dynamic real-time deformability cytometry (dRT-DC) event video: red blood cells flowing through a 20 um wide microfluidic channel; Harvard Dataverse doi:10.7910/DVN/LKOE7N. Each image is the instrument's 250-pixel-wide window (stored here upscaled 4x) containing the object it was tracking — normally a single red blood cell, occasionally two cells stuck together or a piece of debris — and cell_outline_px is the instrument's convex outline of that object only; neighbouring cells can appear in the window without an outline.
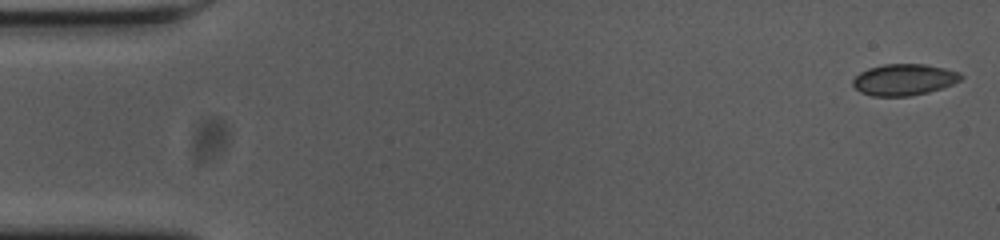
{"species": "common noctule bat (a hibernating species)", "species_latin": "Nyctalus noctula", "temperature_condition": "cold", "stored_images_in_passage": 55, "camera_frame_rate_fps": 3000, "um_per_image_px": 0.085, "animal": {"sex": "female", "body_mass_g": 23.0, "forearm_length_mm": 53.4}, "frame": {"image": 1, "passage_image": 1, "time_ms": 0.0, "image_size_px": [1000, 240], "cell_outline_px": [[964, 76], [960, 80], [952, 84], [928, 92], [908, 96], [872, 96], [860, 92], [852, 84], [852, 80], [860, 72], [868, 68], [884, 64], [924, 64], [944, 68], [960, 72]], "centroid_in_image_um": [76.83, 6.76], "position_along_channel_um": 8.2, "area_um2": 19.71}}
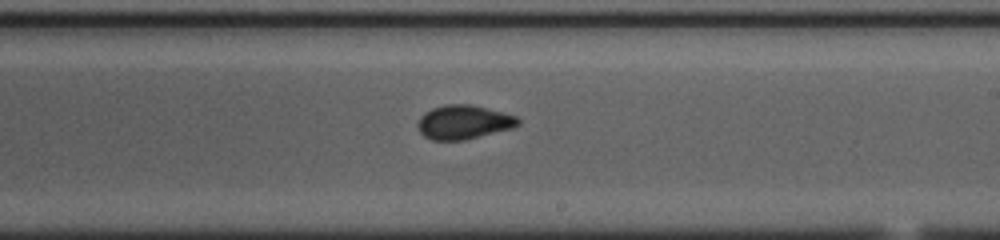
{"frame": {"image": 2, "passage_image": 32, "time_ms": 10.333, "image_size_px": [1000, 240], "cell_outline_px": [[520, 124], [512, 128], [464, 140], [432, 140], [424, 136], [420, 132], [416, 124], [420, 116], [424, 112], [432, 108], [444, 104], [472, 104], [516, 116], [520, 120]], "centroid_in_image_um": [39.38, 10.37], "position_along_channel_um": 249.6, "area_um2": 19.94}}
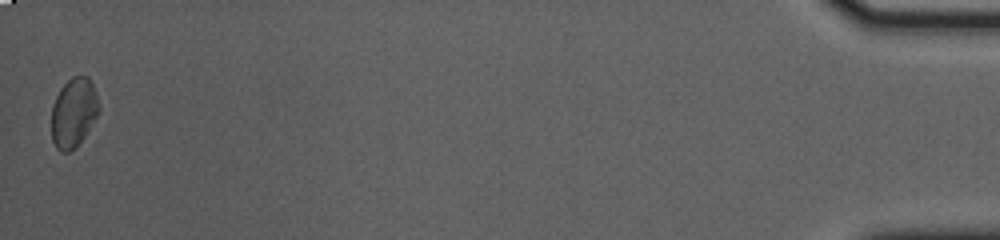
{"frame": {"image": 3, "passage_image": 55, "time_ms": 18.0, "image_size_px": [1000, 240], "cell_outline_px": [[100, 112], [84, 136], [68, 152], [60, 152], [56, 148], [52, 140], [52, 104], [60, 88], [72, 76], [88, 76], [96, 92], [100, 108]], "centroid_in_image_um": [6.26, 9.54], "position_along_channel_um": 428.9, "area_um2": 19.07}, "authors_computed_cell_mechanics": {"area_um2": 19.5364, "velocity_mm_per_s": 3.6301, "shape_relaxation_time_tau1_ms": 3.9836, "shape_relaxation_time_tau2_ms": 2.3138, "deformation_change_tau1": 0.0871, "deformation_change_tau2": 0.0324}}